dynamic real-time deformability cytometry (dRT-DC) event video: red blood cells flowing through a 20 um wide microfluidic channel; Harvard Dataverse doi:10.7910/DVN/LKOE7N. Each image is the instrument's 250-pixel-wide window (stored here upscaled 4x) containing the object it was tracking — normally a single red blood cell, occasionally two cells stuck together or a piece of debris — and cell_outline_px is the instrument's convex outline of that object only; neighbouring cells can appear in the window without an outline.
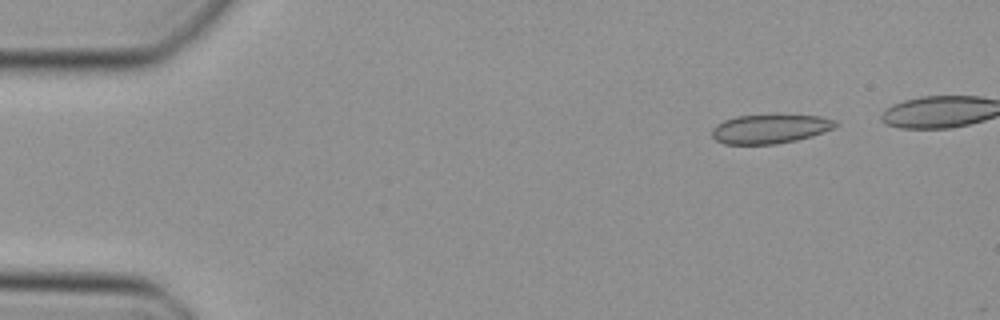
{"species": "Egyptian fruit bat (a non-hibernating species)", "species_latin": "Rousettus aegyptiacus", "temperature_condition": "cold", "stored_images_in_passage": 17, "camera_frame_rate_fps": 3000, "um_per_image_px": 0.085, "animal": {"sex": "female"}, "frame": {"image": 1, "passage_image": 5, "time_ms": 1.333, "image_size_px": [1000, 320], "cell_outline_px": [[840, 124], [824, 132], [812, 136], [796, 140], [776, 144], [724, 144], [716, 140], [712, 136], [712, 128], [716, 124], [724, 120], [736, 116], [776, 112], [820, 116], [836, 120]], "centroid_in_image_um": [65.48, 10.9], "position_along_channel_um": 19.5, "area_um2": 21.91}}
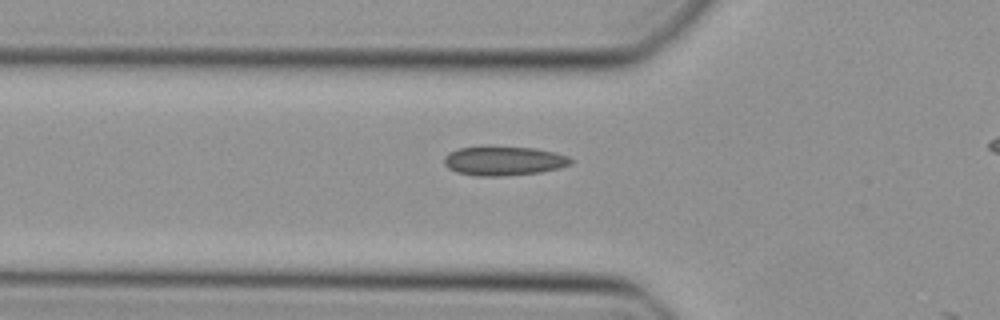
{"frame": {"image": 2, "passage_image": 16, "time_ms": 5.0, "image_size_px": [1000, 320], "cell_outline_px": [[572, 164], [560, 168], [540, 172], [496, 176], [476, 176], [456, 172], [448, 168], [444, 164], [444, 156], [448, 152], [460, 148], [488, 144], [492, 144], [536, 148], [556, 152], [568, 156], [572, 160]], "centroid_in_image_um": [42.8, 13.63], "position_along_channel_um": 83.0, "area_um2": 22.31}}